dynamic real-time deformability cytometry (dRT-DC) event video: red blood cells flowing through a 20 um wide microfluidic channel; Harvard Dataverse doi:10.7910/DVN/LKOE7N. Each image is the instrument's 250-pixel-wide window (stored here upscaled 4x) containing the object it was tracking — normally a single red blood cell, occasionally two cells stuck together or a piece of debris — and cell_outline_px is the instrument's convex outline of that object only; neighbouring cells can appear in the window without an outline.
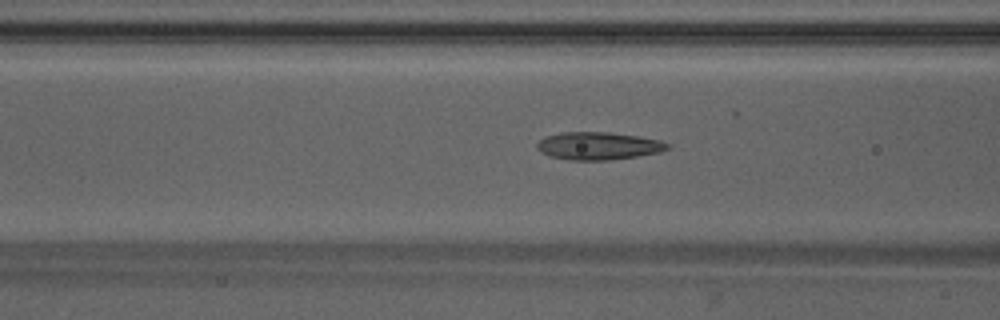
{"species": "Egyptian fruit bat (a non-hibernating species)", "species_latin": "Rousettus aegyptiacus", "temperature_condition": "warm", "stored_images_in_passage": 49, "camera_frame_rate_fps": 3000, "um_per_image_px": 0.085, "animal": {"sex": "male"}, "frame": {"image": 1, "passage_image": 20, "time_ms": 6.333, "image_size_px": [1000, 320], "cell_outline_px": [[672, 144], [668, 148], [660, 152], [636, 156], [608, 160], [568, 160], [552, 156], [540, 152], [536, 148], [536, 144], [544, 136], [564, 132], [608, 132], [636, 136], [660, 140]], "centroid_in_image_um": [50.84, 12.4], "position_along_channel_um": 115.8, "area_um2": 20.98}}
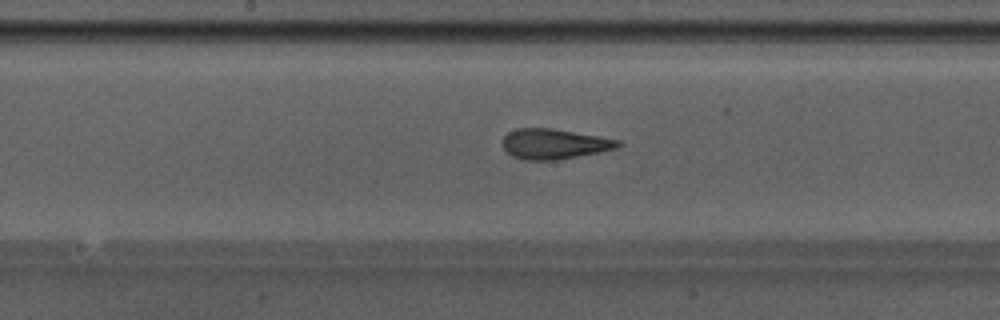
{"frame": {"image": 2, "passage_image": 26, "time_ms": 8.333, "image_size_px": [1000, 320], "cell_outline_px": [[624, 144], [616, 148], [600, 152], [556, 160], [524, 160], [512, 156], [500, 144], [504, 136], [508, 132], [516, 128], [552, 128], [620, 140]], "centroid_in_image_um": [47.08, 12.23], "position_along_channel_um": 201.1, "area_um2": 20.4}}
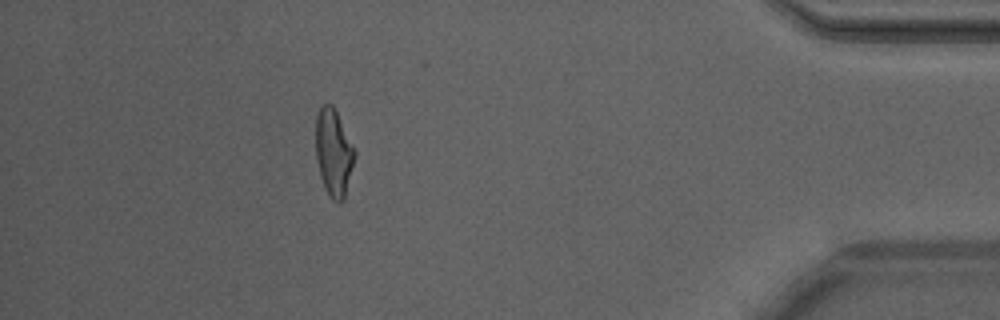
{"frame": {"image": 3, "passage_image": 44, "time_ms": 14.333, "image_size_px": [1000, 320], "cell_outline_px": [[356, 152], [344, 200], [340, 204], [332, 200], [328, 196], [324, 188], [320, 176], [316, 160], [316, 116], [320, 104], [332, 104]], "centroid_in_image_um": [28.33, 13.01], "position_along_channel_um": 406.9, "area_um2": 19.77}, "authors_computed_cell_mechanics": {"area_um2": 20.23, "velocity_mm_per_s": 4.2618, "shape_relaxation_time_tau1_ms": 6.1468, "shape_relaxation_time_tau2_ms": 1.2879, "deformation_change_tau1": 0.2005, "deformation_change_tau2": 0.0989}}